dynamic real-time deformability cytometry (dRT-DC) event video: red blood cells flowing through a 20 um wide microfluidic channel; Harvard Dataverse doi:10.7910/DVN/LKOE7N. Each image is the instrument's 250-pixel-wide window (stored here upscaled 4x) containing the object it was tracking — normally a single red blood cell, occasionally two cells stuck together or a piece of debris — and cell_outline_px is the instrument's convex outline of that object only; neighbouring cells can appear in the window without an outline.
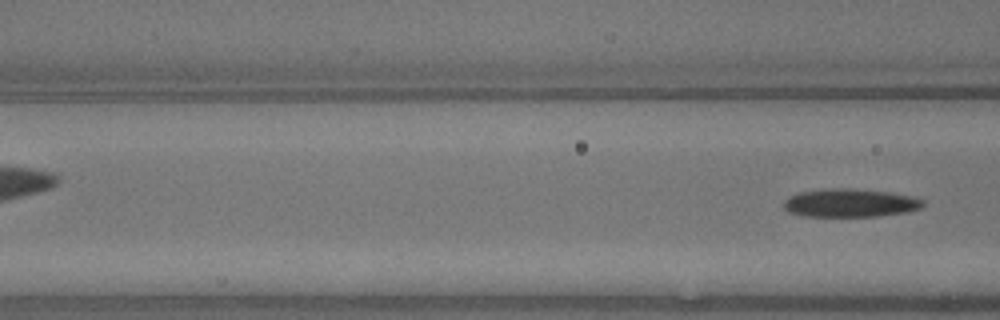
{"species": "common noctule bat (a hibernating species)", "species_latin": "Nyctalus noctula", "temperature_condition": "warm", "stored_images_in_passage": 7, "segment_of_instrument_passage": [2, 2], "camera_frame_rate_fps": 3000, "um_per_image_px": 0.085, "animal": {"sex": "male", "body_mass_g": 13.3}, "frame": {"image": 1, "passage_image": 7, "time_ms": 2.0, "image_size_px": [1000, 320], "cell_outline_px": [[924, 204], [920, 208], [908, 212], [876, 216], [804, 216], [788, 212], [784, 208], [784, 200], [788, 196], [800, 192], [824, 188], [852, 188], [888, 192], [912, 196], [924, 200]], "centroid_in_image_um": [72.24, 17.24], "position_along_channel_um": 94.4, "area_um2": 23.06}}